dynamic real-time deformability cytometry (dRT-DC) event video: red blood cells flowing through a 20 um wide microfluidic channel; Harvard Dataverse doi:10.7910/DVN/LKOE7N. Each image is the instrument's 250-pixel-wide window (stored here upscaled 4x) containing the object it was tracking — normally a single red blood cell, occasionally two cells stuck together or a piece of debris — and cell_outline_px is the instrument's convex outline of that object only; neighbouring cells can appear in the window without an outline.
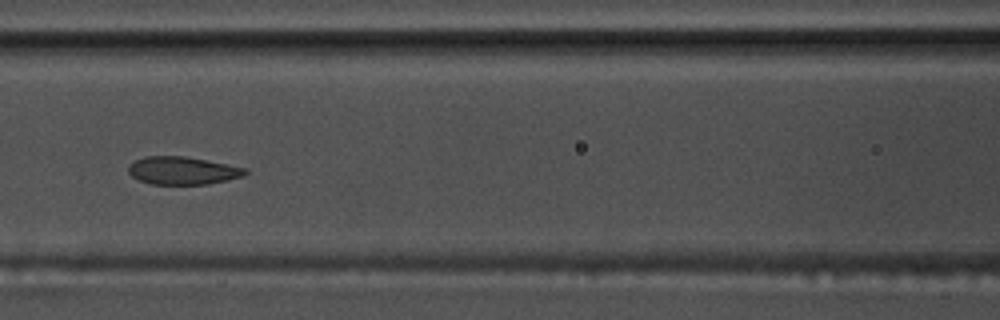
{"species": "common noctule bat (a hibernating species)", "species_latin": "Nyctalus noctula", "temperature_condition": "warm", "stored_images_in_passage": 41, "camera_frame_rate_fps": 3000, "um_per_image_px": 0.085, "animal": {"sex": "male", "body_mass_g": 17.5, "forearm_length_mm": 52.3}, "frame": {"image": 1, "passage_image": 9, "time_ms": 2.667, "image_size_px": [1000, 320], "cell_outline_px": [[248, 172], [244, 176], [208, 184], [152, 184], [140, 180], [132, 176], [128, 172], [128, 164], [144, 156], [184, 156], [228, 164], [248, 168]], "centroid_in_image_um": [15.53, 14.49], "position_along_channel_um": 151.1, "area_um2": 18.96}}
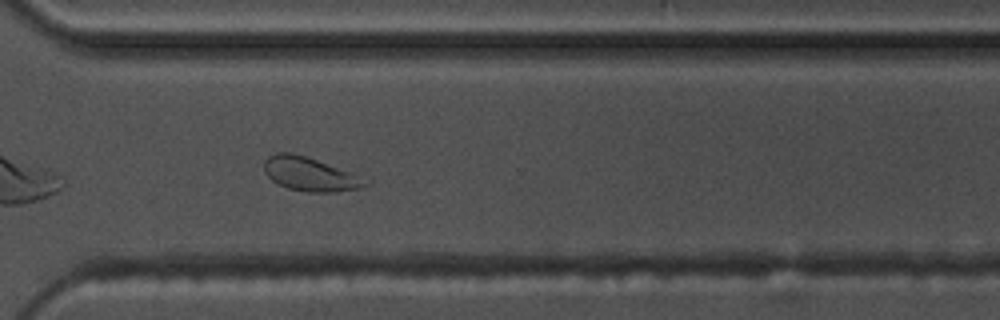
{"frame": {"image": 2, "passage_image": 25, "time_ms": 8.0, "image_size_px": [1000, 320], "cell_outline_px": [[372, 180], [368, 184], [360, 188], [336, 192], [308, 192], [288, 188], [272, 180], [264, 172], [264, 160], [268, 156], [276, 152], [292, 152], [316, 160]], "centroid_in_image_um": [26.35, 14.8], "position_along_channel_um": 344.3, "area_um2": 19.83}}
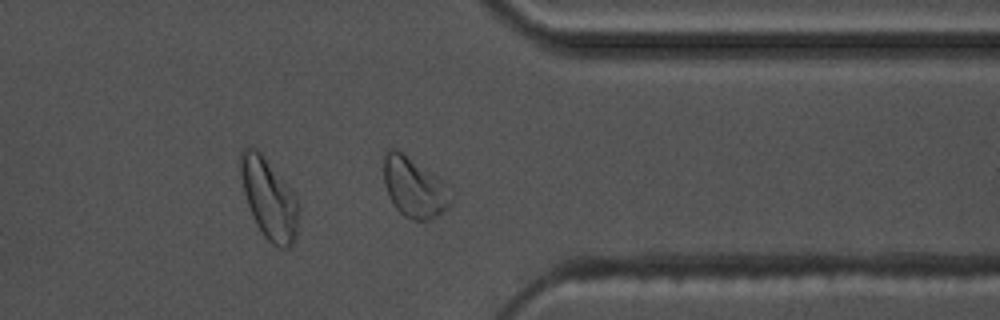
{"frame": {"image": 3, "passage_image": 28, "time_ms": 9.0, "image_size_px": [1000, 320], "cell_outline_px": [[456, 196], [452, 204], [448, 208], [436, 216], [428, 220], [412, 220], [404, 216], [396, 208], [388, 196], [384, 184], [384, 152], [388, 148], [396, 148], [444, 180]], "centroid_in_image_um": [35.25, 15.92], "position_along_channel_um": 376.1, "area_um2": 24.1}, "authors_computed_cell_mechanics": {"area_um2": 19.8254, "velocity_mm_per_s": 3.6243, "shape_relaxation_time_tau1_ms": 4.097, "shape_relaxation_time_tau2_ms": 1.5292, "deformation_change_tau1": 0.1466, "deformation_change_tau2": 0.0708}}